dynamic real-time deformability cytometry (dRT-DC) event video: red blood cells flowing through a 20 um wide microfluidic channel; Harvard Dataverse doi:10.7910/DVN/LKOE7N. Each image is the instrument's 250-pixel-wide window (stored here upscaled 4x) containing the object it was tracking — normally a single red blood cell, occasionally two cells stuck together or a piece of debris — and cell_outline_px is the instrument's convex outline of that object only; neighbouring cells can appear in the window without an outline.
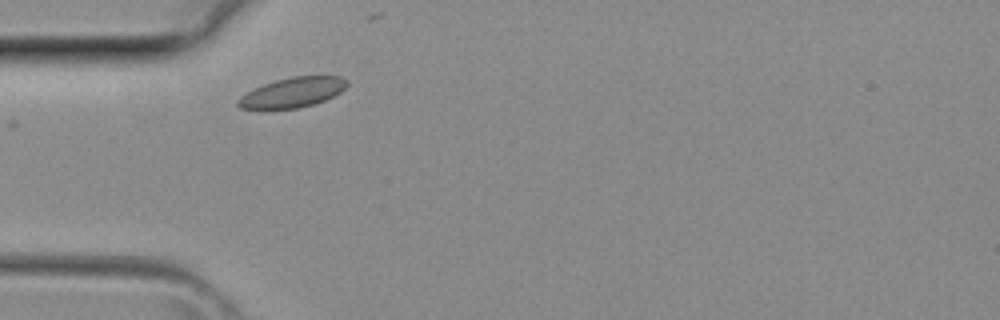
{"species": "common noctule bat (a hibernating species)", "species_latin": "Nyctalus noctula", "temperature_condition": "room temperature", "stored_images_in_passage": 8, "camera_frame_rate_fps": 3000, "um_per_image_px": 0.085, "animal": {"sex": "female", "body_mass_g": 29.2, "forearm_length_mm": 56.3}, "frame": {"image": 1, "passage_image": 3, "time_ms": 0.667, "image_size_px": [1000, 320], "cell_outline_px": [[348, 84], [340, 92], [324, 100], [312, 104], [296, 108], [240, 108], [236, 104], [236, 100], [240, 96], [264, 84], [276, 80], [292, 76], [340, 76], [348, 80]], "centroid_in_image_um": [24.88, 7.84], "position_along_channel_um": 60.1, "area_um2": 18.61}}
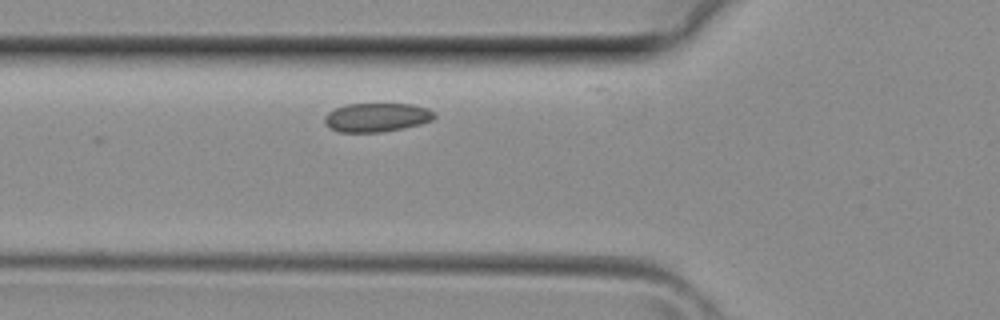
{"frame": {"image": 2, "passage_image": 5, "time_ms": 1.333, "image_size_px": [1000, 320], "cell_outline_px": [[436, 116], [432, 120], [420, 124], [404, 128], [380, 132], [340, 132], [328, 128], [324, 124], [324, 116], [328, 112], [344, 104], [412, 104], [428, 108], [436, 112]], "centroid_in_image_um": [32.01, 9.98], "position_along_channel_um": 93.8, "area_um2": 18.67}}
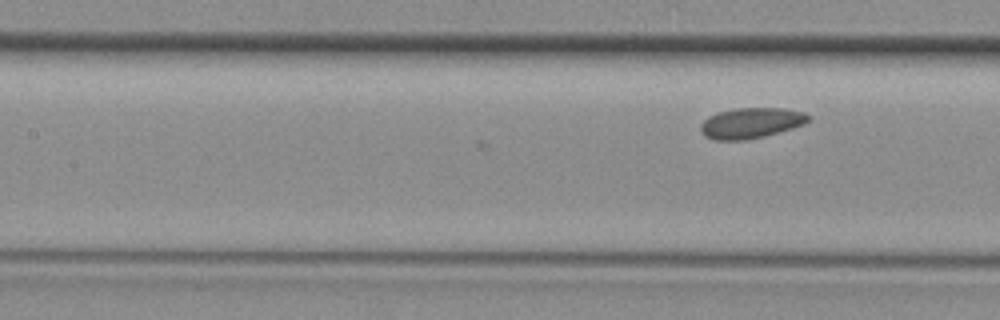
{"frame": {"image": 3, "passage_image": 8, "time_ms": 2.333, "image_size_px": [1000, 320], "cell_outline_px": [[812, 120], [804, 124], [792, 128], [764, 136], [748, 140], [712, 140], [704, 136], [700, 132], [700, 124], [708, 116], [716, 112], [736, 108], [784, 108], [804, 112], [812, 116]], "centroid_in_image_um": [63.83, 10.45], "position_along_channel_um": 143.6, "area_um2": 19.54}}